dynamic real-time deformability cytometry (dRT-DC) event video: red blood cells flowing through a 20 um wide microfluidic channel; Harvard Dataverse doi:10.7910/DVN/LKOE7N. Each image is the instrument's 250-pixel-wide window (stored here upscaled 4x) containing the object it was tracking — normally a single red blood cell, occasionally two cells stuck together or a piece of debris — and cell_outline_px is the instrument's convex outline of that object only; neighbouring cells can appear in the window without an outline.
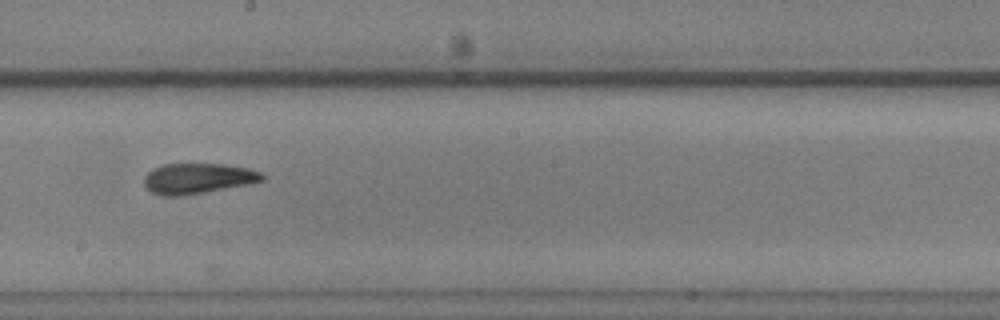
{"species": "common noctule bat (a hibernating species)", "species_latin": "Nyctalus noctula", "temperature_condition": "warm", "stored_images_in_passage": 20, "camera_frame_rate_fps": 3000, "um_per_image_px": 0.085, "animal": {"sex": "male", "body_mass_g": 20.5, "forearm_length_mm": 52.5}, "frame": {"image": 1, "passage_image": 17, "time_ms": 5.333, "image_size_px": [1000, 320], "cell_outline_px": [[264, 180], [252, 184], [184, 196], [160, 196], [152, 192], [144, 184], [144, 176], [152, 168], [164, 164], [224, 164], [248, 168], [260, 172], [264, 176]], "centroid_in_image_um": [16.82, 15.18], "position_along_channel_um": 231.4, "area_um2": 21.21}}